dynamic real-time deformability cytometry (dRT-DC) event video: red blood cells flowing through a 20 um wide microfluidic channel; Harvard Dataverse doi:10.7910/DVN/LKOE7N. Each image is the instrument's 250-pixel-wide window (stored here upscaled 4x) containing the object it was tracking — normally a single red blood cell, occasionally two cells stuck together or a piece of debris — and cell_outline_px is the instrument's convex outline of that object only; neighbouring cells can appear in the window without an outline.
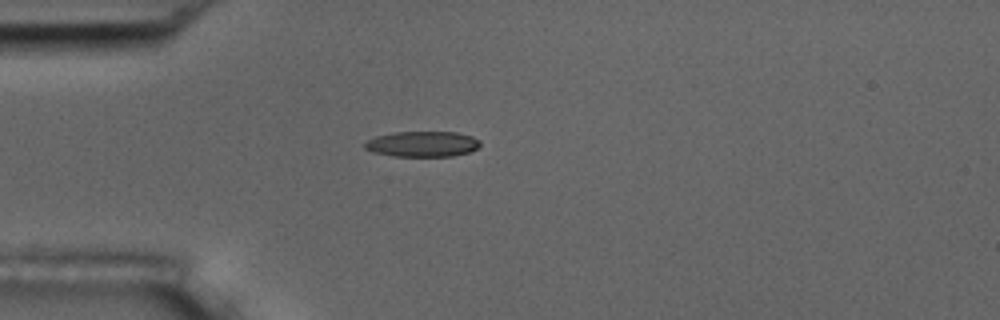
{"species": "common noctule bat (a hibernating species)", "species_latin": "Nyctalus noctula", "temperature_condition": "room temperature", "stored_images_in_passage": 1, "camera_frame_rate_fps": 3000, "um_per_image_px": 0.085, "animal": {"sex": "male", "body_mass_g": 17.5, "forearm_length_mm": 52.3}, "frame": {"image": 1, "passage_image": 1, "time_ms": 0.0, "image_size_px": [1000, 320], "cell_outline_px": [[480, 144], [476, 148], [468, 152], [452, 156], [392, 156], [372, 152], [364, 148], [364, 144], [368, 140], [376, 136], [392, 132], [456, 132], [472, 136], [480, 140]], "centroid_in_image_um": [35.88, 12.24], "position_along_channel_um": 49.1, "area_um2": 17.17}}